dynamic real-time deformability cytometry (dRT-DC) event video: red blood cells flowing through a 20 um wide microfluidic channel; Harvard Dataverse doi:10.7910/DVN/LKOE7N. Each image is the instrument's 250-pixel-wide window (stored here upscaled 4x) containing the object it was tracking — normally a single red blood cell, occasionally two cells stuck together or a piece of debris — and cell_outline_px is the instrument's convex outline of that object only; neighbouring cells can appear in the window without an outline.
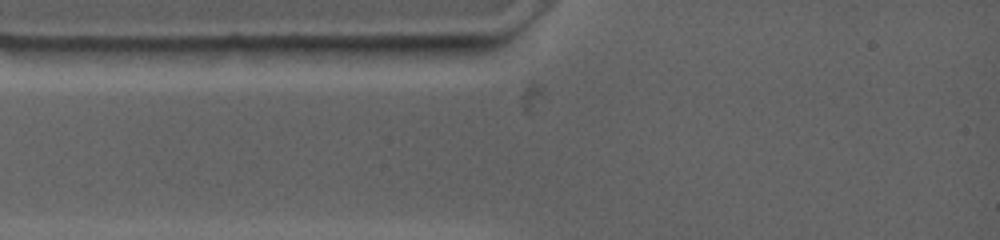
{"species": "common noctule bat (a hibernating species)", "species_latin": "Nyctalus noctula", "temperature_condition": "warm", "stored_images_in_passage": 3, "camera_frame_rate_fps": 4500, "um_per_image_px": 0.085, "animal": {"sex": "female", "body_mass_g": 19.0, "forearm_length_mm": 53.3}, "frame": {"image": 1, "passage_image": 1, "time_ms": 0.0, "image_size_px": [1000, 240], "cell_outline_px": [[468, 44], [424, 56], [376, 64], [340, 48], [368, 44]], "centroid_in_image_um": [33.7, 4.36], "position_along_channel_um": 51.3, "area_um2": 10.17}}